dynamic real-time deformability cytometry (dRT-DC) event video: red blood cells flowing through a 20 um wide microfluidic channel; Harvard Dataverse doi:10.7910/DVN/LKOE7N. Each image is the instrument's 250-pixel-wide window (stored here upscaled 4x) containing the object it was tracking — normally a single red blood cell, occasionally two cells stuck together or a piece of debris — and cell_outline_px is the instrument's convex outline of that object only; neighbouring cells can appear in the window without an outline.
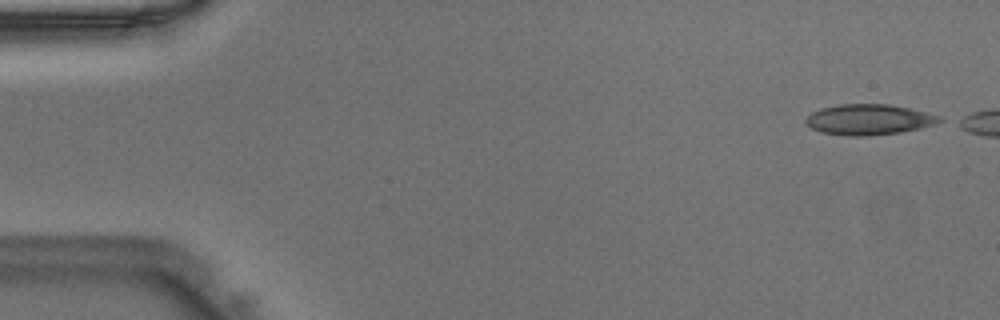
{"species": "Egyptian fruit bat (a non-hibernating species)", "species_latin": "Rousettus aegyptiacus", "temperature_condition": "warm", "stored_images_in_passage": 5, "camera_frame_rate_fps": 3000, "um_per_image_px": 0.085, "animal": {"sex": "male"}, "frame": {"image": 1, "passage_image": 1, "time_ms": 0.0, "image_size_px": [1000, 320], "cell_outline_px": [[944, 120], [936, 124], [920, 128], [900, 132], [868, 136], [848, 136], [820, 132], [804, 124], [804, 120], [812, 112], [820, 108], [836, 104], [888, 104], [908, 108], [944, 116]], "centroid_in_image_um": [73.85, 10.16], "position_along_channel_um": 11.1, "area_um2": 24.1}}